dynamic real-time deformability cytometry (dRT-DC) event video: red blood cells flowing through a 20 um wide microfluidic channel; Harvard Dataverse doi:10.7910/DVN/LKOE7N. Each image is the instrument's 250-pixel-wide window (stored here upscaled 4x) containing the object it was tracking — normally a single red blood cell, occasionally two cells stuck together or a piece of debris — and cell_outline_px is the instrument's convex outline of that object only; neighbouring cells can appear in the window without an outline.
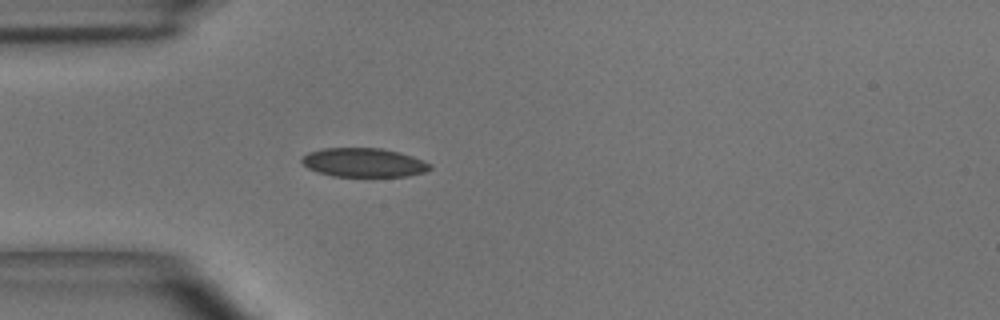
{"species": "common noctule bat (a hibernating species)", "species_latin": "Nyctalus noctula", "temperature_condition": "room temperature", "stored_images_in_passage": 26, "camera_frame_rate_fps": 3000, "um_per_image_px": 0.085, "animal": {"sex": "male", "body_mass_g": 15.6}, "frame": {"image": 1, "passage_image": 1, "time_ms": 0.0, "image_size_px": [1000, 320], "cell_outline_px": [[432, 168], [424, 172], [408, 176], [332, 176], [316, 172], [308, 168], [300, 160], [308, 152], [324, 148], [380, 148], [400, 152], [424, 160], [432, 164]], "centroid_in_image_um": [30.93, 13.81], "position_along_channel_um": 54.1, "area_um2": 21.68}}
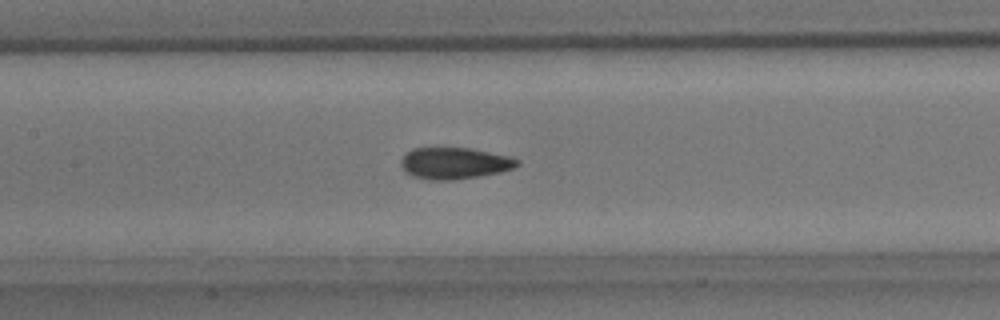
{"frame": {"image": 2, "passage_image": 10, "time_ms": 3.0, "image_size_px": [1000, 320], "cell_outline_px": [[520, 164], [516, 168], [500, 172], [480, 176], [456, 180], [428, 180], [412, 176], [404, 172], [400, 164], [400, 160], [412, 148], [472, 148], [508, 156], [520, 160]], "centroid_in_image_um": [38.64, 13.88], "position_along_channel_um": 168.8, "area_um2": 21.62}}
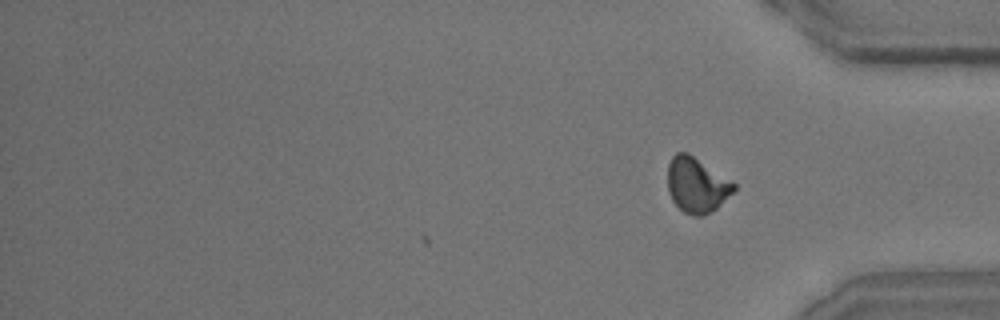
{"frame": {"image": 3, "passage_image": 26, "time_ms": 8.333, "image_size_px": [1000, 320], "cell_outline_px": [[736, 188], [712, 212], [704, 216], [692, 216], [684, 212], [672, 200], [668, 192], [668, 164], [672, 156], [676, 152], [688, 152], [732, 180], [736, 184]], "centroid_in_image_um": [59.21, 15.71], "position_along_channel_um": 376.0, "area_um2": 21.39}, "authors_computed_cell_mechanics": {"area_um2": 21.4149, "velocity_mm_per_s": 3.9829, "shape_relaxation_time_tau1_ms": 6.0362, "shape_relaxation_time_tau2_ms": 1.2841, "deformation_change_tau1": 0.1421, "deformation_change_tau2": 0.0559}}